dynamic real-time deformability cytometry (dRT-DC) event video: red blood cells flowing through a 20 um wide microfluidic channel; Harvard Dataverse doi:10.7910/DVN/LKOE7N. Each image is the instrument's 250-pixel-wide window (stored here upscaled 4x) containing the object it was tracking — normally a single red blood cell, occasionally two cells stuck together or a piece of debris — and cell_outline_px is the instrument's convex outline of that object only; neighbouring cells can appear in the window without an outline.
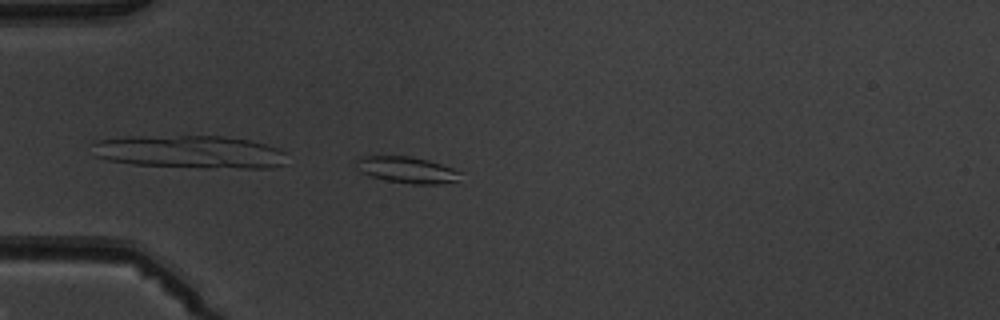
{"species": "common noctule bat (a hibernating species)", "species_latin": "Nyctalus noctula", "temperature_condition": "warm", "stored_images_in_passage": 4, "camera_frame_rate_fps": 3000, "um_per_image_px": 0.085, "animal": {"sex": "male", "body_mass_g": 19.5, "forearm_length_mm": 54.6}, "frame": {"image": 1, "passage_image": 4, "time_ms": 3.333, "image_size_px": [1000, 320], "cell_outline_px": [[460, 172], [456, 180], [440, 184], [412, 184], [388, 180], [372, 176], [360, 172], [356, 168], [356, 160], [364, 156], [408, 156], [428, 160], [452, 168]], "centroid_in_image_um": [34.55, 14.43], "position_along_channel_um": 50.5, "area_um2": 15.66}}